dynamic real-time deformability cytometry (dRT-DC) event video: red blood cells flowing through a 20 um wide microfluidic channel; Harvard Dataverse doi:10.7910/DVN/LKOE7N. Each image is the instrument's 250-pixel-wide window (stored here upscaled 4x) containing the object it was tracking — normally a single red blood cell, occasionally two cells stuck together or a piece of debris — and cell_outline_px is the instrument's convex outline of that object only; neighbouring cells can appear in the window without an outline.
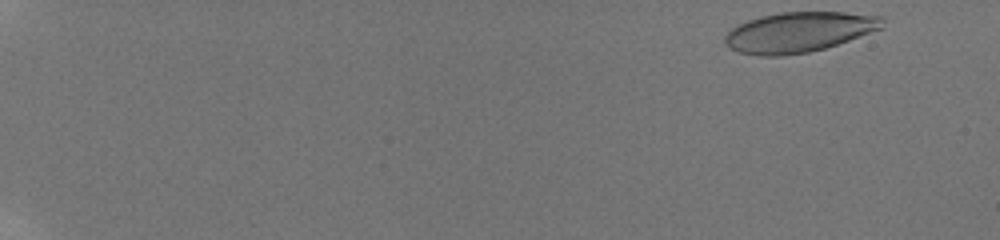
{"species": "human", "species_latin": "Homo sapiens", "temperature_condition": "room temperature", "stored_images_in_passage": 53, "camera_frame_rate_fps": 3000, "um_per_image_px": 0.085, "donor": {"sex": "male"}, "frame": {"image": 1, "passage_image": 1, "time_ms": 0.0, "image_size_px": [1000, 240], "cell_outline_px": [[884, 28], [824, 48], [808, 52], [780, 56], [760, 56], [740, 52], [728, 48], [724, 44], [724, 36], [736, 24], [748, 20], [780, 12], [844, 12], [884, 16]], "centroid_in_image_um": [67.9, 2.72], "position_along_channel_um": 17.1, "area_um2": 36.93}}
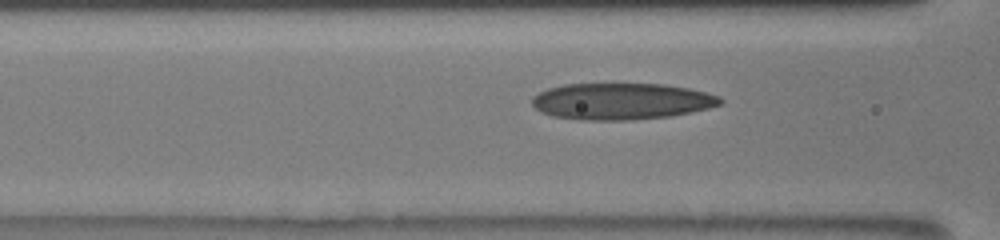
{"frame": {"image": 2, "passage_image": 24, "time_ms": 7.667, "image_size_px": [1000, 240], "cell_outline_px": [[724, 100], [720, 104], [708, 108], [692, 112], [668, 116], [628, 120], [580, 120], [552, 116], [540, 112], [532, 104], [532, 96], [548, 88], [564, 84], [664, 84], [688, 88], [720, 96]], "centroid_in_image_um": [52.79, 8.61], "position_along_channel_um": 113.8, "area_um2": 40.06}}
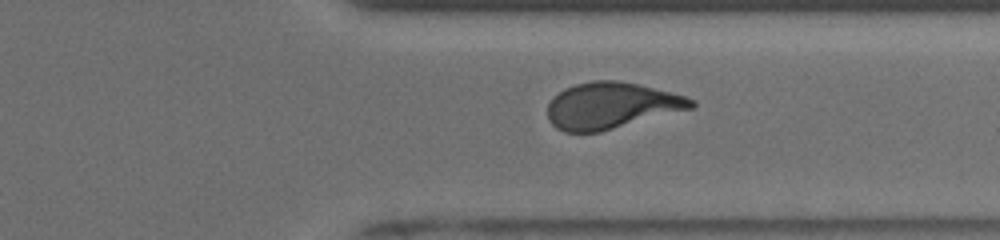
{"frame": {"image": 3, "passage_image": 43, "time_ms": 14.0, "image_size_px": [1000, 240], "cell_outline_px": [[696, 104], [692, 108], [600, 132], [564, 132], [556, 128], [548, 120], [548, 104], [564, 88], [576, 84], [592, 80], [616, 80], [640, 84], [688, 96], [696, 100]], "centroid_in_image_um": [51.98, 8.97], "position_along_channel_um": 359.4, "area_um2": 38.84}, "authors_computed_cell_mechanics": {"area_um2": 38.8994, "velocity_mm_per_s": 3.8832, "shape_relaxation_time_tau1_ms": 4.6647, "shape_relaxation_time_tau2_ms": 1.34, "deformation_change_tau1": 0.2001, "deformation_change_tau2": 0.092}}